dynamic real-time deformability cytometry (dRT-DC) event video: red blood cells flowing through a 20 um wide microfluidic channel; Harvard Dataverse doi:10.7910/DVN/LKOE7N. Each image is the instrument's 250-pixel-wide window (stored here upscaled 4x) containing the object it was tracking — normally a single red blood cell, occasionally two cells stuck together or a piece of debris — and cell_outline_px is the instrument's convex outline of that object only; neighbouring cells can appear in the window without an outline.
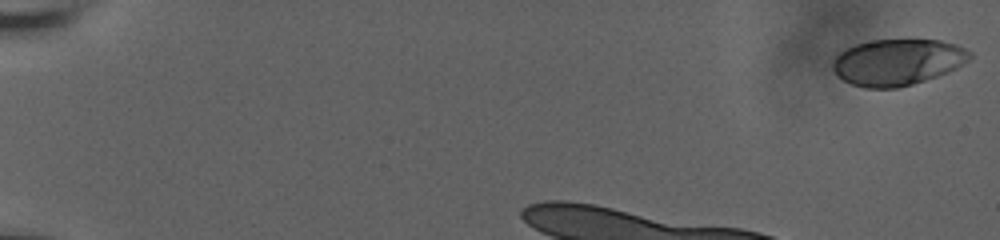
{"species": "human", "species_latin": "Homo sapiens", "temperature_condition": "room temperature", "stored_images_in_passage": 12, "camera_frame_rate_fps": 3000, "um_per_image_px": 0.085, "donor": {"sex": "male"}, "frame": {"image": 1, "passage_image": 1, "time_ms": 0.0, "image_size_px": [1000, 240], "cell_outline_px": [[972, 56], [968, 60], [956, 68], [948, 72], [912, 84], [896, 88], [864, 88], [852, 84], [844, 80], [832, 68], [832, 64], [836, 56], [840, 52], [856, 44], [872, 40], [940, 40], [956, 44], [972, 52]], "centroid_in_image_um": [76.3, 5.28], "position_along_channel_um": 8.7, "area_um2": 36.7}}
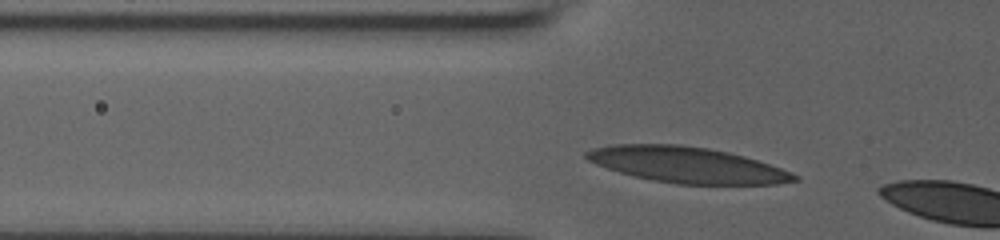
{"frame": {"image": 2, "passage_image": 10, "time_ms": 3.0, "image_size_px": [1000, 240], "cell_outline_px": [[800, 180], [776, 184], [676, 184], [652, 180], [620, 172], [596, 164], [588, 160], [584, 156], [584, 152], [592, 148], [612, 144], [680, 144], [708, 148], [728, 152], [744, 156], [792, 172], [800, 176]], "centroid_in_image_um": [58.4, 14.01], "position_along_channel_um": 67.4, "area_um2": 43.35}}